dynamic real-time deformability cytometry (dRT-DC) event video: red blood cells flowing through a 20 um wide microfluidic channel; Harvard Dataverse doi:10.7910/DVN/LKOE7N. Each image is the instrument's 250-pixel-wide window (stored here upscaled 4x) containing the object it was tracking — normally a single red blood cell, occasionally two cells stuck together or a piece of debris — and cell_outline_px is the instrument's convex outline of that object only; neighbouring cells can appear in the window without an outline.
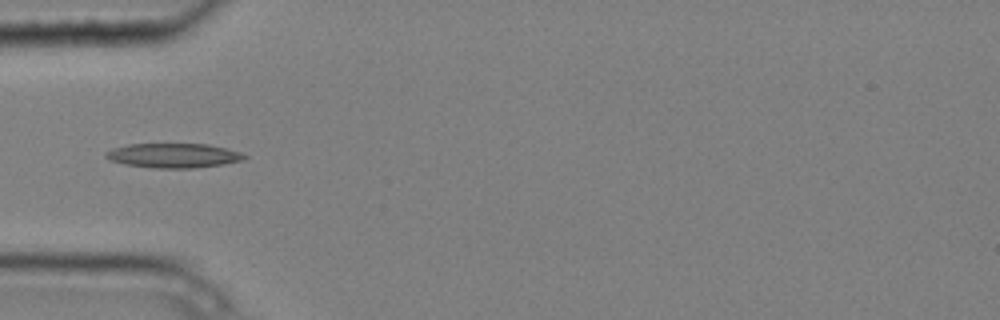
{"species": "common noctule bat (a hibernating species)", "species_latin": "Nyctalus noctula", "temperature_condition": "cold", "stored_images_in_passage": 5, "camera_frame_rate_fps": 3000, "um_per_image_px": 0.085, "animal": {"sex": "male", "body_mass_g": 20.4}, "frame": {"image": 1, "passage_image": 5, "time_ms": 1.333, "image_size_px": [1000, 320], "cell_outline_px": [[248, 156], [244, 160], [224, 164], [192, 168], [152, 168], [124, 164], [112, 160], [104, 156], [104, 152], [112, 148], [128, 144], [208, 144], [240, 152]], "centroid_in_image_um": [14.73, 13.22], "position_along_channel_um": 70.3, "area_um2": 19.77}}